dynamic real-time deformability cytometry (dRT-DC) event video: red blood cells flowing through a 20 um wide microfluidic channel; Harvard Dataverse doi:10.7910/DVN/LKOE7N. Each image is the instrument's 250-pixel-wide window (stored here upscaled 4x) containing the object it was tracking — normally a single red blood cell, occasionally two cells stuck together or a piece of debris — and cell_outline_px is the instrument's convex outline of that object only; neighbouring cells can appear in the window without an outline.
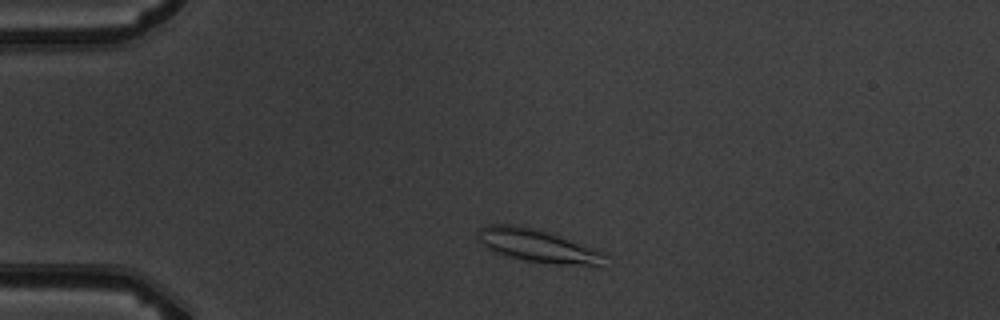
{"species": "common noctule bat (a hibernating species)", "species_latin": "Nyctalus noctula", "temperature_condition": "warm", "stored_images_in_passage": 2, "camera_frame_rate_fps": 3000, "um_per_image_px": 0.085, "animal": {"sex": "male", "body_mass_g": 19.5, "forearm_length_mm": 54.6}, "frame": {"image": 1, "passage_image": 1, "time_ms": 0.0, "image_size_px": [1000, 320], "cell_outline_px": [[608, 256], [604, 268], [596, 268], [552, 264], [524, 260], [508, 256], [496, 252], [480, 244], [476, 240], [476, 232], [480, 228], [488, 224], [512, 224], [532, 228], [548, 232], [604, 252]], "centroid_in_image_um": [45.79, 20.94], "position_along_channel_um": 39.2, "area_um2": 25.09}}